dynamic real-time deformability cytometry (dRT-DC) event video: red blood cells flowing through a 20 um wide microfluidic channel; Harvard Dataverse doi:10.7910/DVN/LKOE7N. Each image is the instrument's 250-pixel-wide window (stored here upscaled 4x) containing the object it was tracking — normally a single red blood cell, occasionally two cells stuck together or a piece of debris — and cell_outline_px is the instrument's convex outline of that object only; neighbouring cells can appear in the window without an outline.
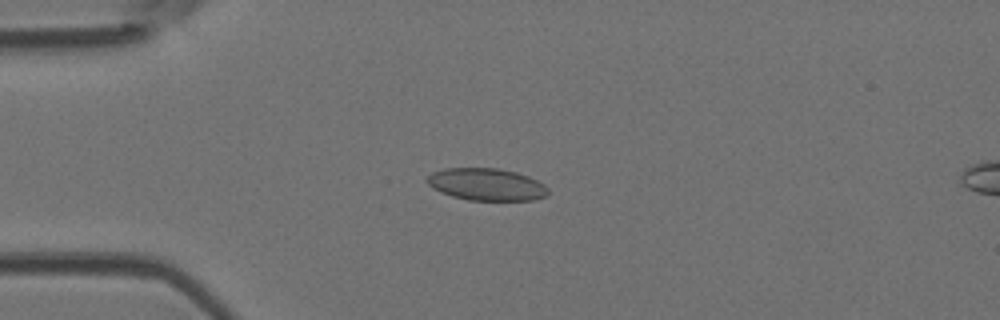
{"species": "Egyptian fruit bat (a non-hibernating species)", "species_latin": "Rousettus aegyptiacus", "temperature_condition": "room temperature", "stored_images_in_passage": 6, "camera_frame_rate_fps": 3000, "um_per_image_px": 0.085, "animal": {"sex": "female"}, "frame": {"image": 1, "passage_image": 3, "time_ms": 0.667, "image_size_px": [1000, 320], "cell_outline_px": [[548, 196], [532, 200], [468, 200], [452, 196], [440, 192], [432, 188], [424, 180], [432, 172], [444, 168], [496, 168], [516, 172], [528, 176], [544, 184], [548, 188]], "centroid_in_image_um": [41.33, 15.67], "position_along_channel_um": 43.7, "area_um2": 22.83}}
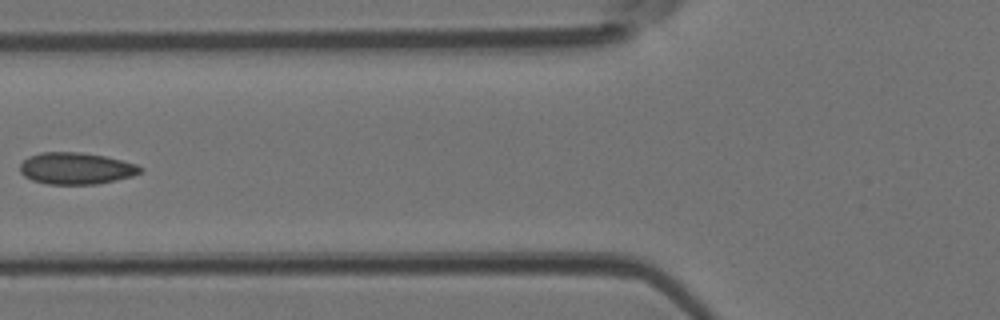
{"frame": {"image": 2, "passage_image": 5, "time_ms": 1.333, "image_size_px": [1000, 320], "cell_outline_px": [[144, 168], [140, 172], [132, 176], [116, 180], [96, 184], [48, 184], [32, 180], [24, 176], [20, 172], [20, 164], [28, 156], [40, 152], [80, 152], [104, 156], [136, 164]], "centroid_in_image_um": [6.44, 14.31], "position_along_channel_um": 119.4, "area_um2": 22.2}}
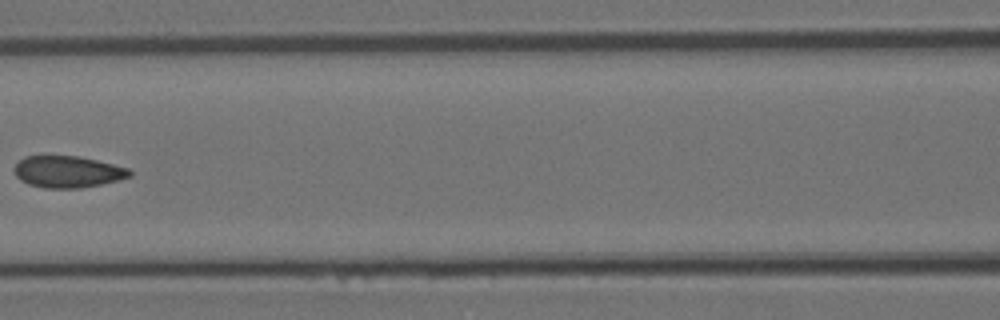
{"frame": {"image": 3, "passage_image": 6, "time_ms": 1.667, "image_size_px": [1000, 320], "cell_outline_px": [[132, 176], [120, 180], [80, 188], [44, 188], [28, 184], [20, 180], [16, 176], [12, 168], [24, 156], [80, 156], [128, 168], [132, 172]], "centroid_in_image_um": [5.74, 14.6], "position_along_channel_um": 160.9, "area_um2": 21.39}}